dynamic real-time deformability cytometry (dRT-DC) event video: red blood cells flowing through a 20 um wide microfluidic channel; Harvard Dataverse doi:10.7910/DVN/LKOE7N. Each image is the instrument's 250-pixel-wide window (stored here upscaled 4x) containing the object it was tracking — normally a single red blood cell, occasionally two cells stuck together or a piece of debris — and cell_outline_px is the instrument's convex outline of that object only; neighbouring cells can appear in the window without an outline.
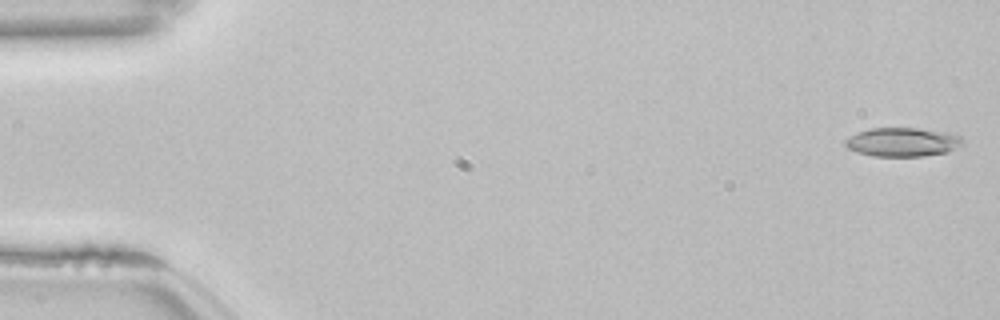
{"species": "common noctule bat (a hibernating species)", "species_latin": "Nyctalus noctula", "temperature_condition": "room temperature", "stored_images_in_passage": 53, "camera_frame_rate_fps": 3000, "um_per_image_px": 0.085, "animal": {"sex": "female", "body_mass_g": 22.7, "forearm_length_mm": 54.2}, "frame": {"image": 1, "passage_image": 1, "time_ms": 0.0, "image_size_px": [1000, 320], "cell_outline_px": [[964, 144], [948, 152], [924, 156], [872, 156], [856, 152], [848, 148], [844, 144], [844, 140], [856, 132], [868, 128], [920, 128], [948, 132], [960, 136], [964, 140]], "centroid_in_image_um": [76.72, 12.07], "position_along_channel_um": 8.3, "area_um2": 20.06}}
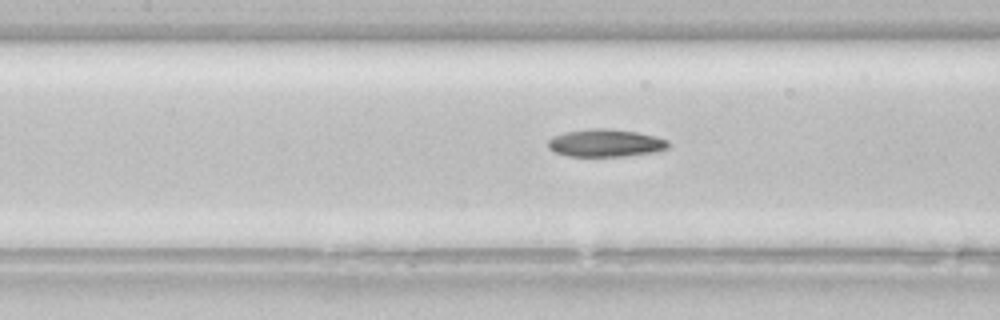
{"frame": {"image": 2, "passage_image": 24, "time_ms": 7.667, "image_size_px": [1000, 320], "cell_outline_px": [[672, 144], [668, 148], [656, 152], [624, 156], [568, 156], [556, 152], [548, 148], [548, 140], [552, 136], [564, 132], [592, 128], [604, 128], [636, 132], [656, 136], [668, 140]], "centroid_in_image_um": [51.49, 12.15], "position_along_channel_um": 155.9, "area_um2": 19.48}}
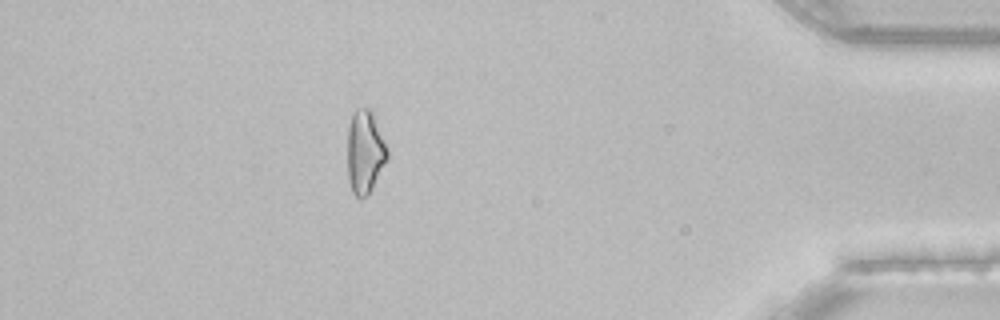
{"frame": {"image": 3, "passage_image": 47, "time_ms": 15.333, "image_size_px": [1000, 320], "cell_outline_px": [[388, 156], [372, 188], [360, 200], [352, 192], [348, 180], [348, 128], [352, 112], [356, 108], [368, 108], [372, 112], [388, 148]], "centroid_in_image_um": [31.0, 12.89], "position_along_channel_um": 404.2, "area_um2": 19.19}}